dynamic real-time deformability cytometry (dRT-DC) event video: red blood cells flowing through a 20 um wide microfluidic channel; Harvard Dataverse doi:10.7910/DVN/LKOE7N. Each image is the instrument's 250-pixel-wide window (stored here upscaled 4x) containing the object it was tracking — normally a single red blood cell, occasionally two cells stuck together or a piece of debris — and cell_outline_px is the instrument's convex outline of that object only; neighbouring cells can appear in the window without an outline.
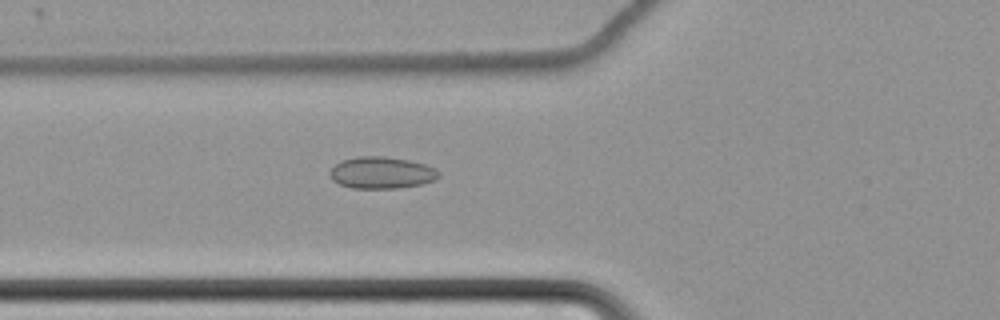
{"species": "common noctule bat (a hibernating species)", "species_latin": "Nyctalus noctula", "temperature_condition": "cold", "stored_images_in_passage": 47, "camera_frame_rate_fps": 3000, "um_per_image_px": 0.085, "animal": {"sex": "female", "body_mass_g": 22.7, "forearm_length_mm": 54.2}, "frame": {"image": 1, "passage_image": 10, "time_ms": 3.0, "image_size_px": [1000, 320], "cell_outline_px": [[440, 176], [436, 180], [420, 184], [396, 188], [352, 188], [340, 184], [332, 180], [328, 176], [328, 172], [336, 164], [344, 160], [356, 156], [384, 156], [408, 160], [424, 164], [436, 168], [440, 172]], "centroid_in_image_um": [32.43, 14.68], "position_along_channel_um": 93.4, "area_um2": 20.23}}
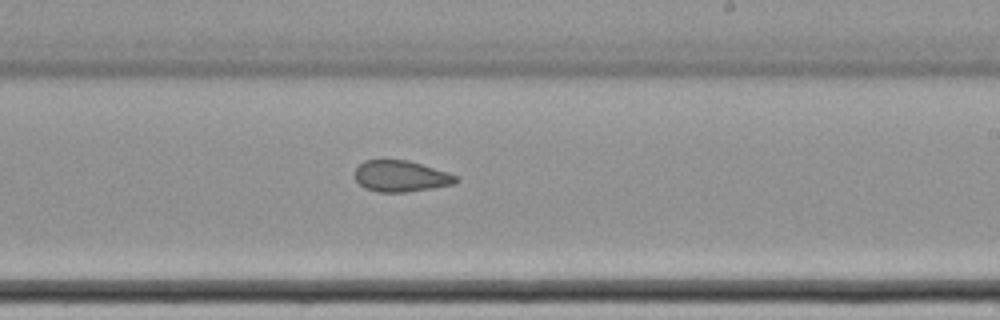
{"frame": {"image": 2, "passage_image": 24, "time_ms": 7.667, "image_size_px": [1000, 320], "cell_outline_px": [[460, 180], [452, 184], [432, 188], [408, 192], [376, 192], [364, 188], [356, 180], [356, 168], [364, 160], [408, 160], [448, 172], [460, 176]], "centroid_in_image_um": [34.1, 14.98], "position_along_channel_um": 254.9, "area_um2": 18.44}}
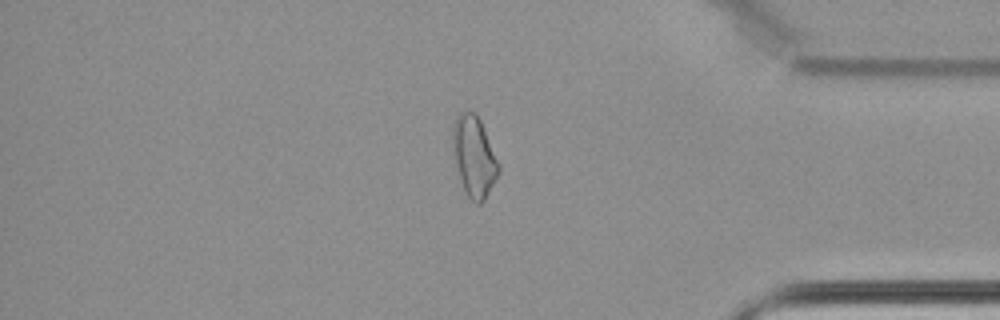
{"frame": {"image": 3, "passage_image": 38, "time_ms": 12.333, "image_size_px": [1000, 320], "cell_outline_px": [[500, 172], [484, 200], [480, 204], [476, 204], [468, 196], [464, 188], [460, 176], [456, 160], [452, 140], [452, 124], [456, 116], [460, 112], [476, 112], [480, 120], [500, 164]], "centroid_in_image_um": [40.32, 13.27], "position_along_channel_um": 394.9, "area_um2": 21.21}, "authors_computed_cell_mechanics": {"area_um2": 19.7098, "velocity_mm_per_s": 3.467, "shape_relaxation_time_tau1_ms": null, "shape_relaxation_time_tau2_ms": 4.3081, "deformation_change_tau1": null, "deformation_change_tau2": 0.0875}}